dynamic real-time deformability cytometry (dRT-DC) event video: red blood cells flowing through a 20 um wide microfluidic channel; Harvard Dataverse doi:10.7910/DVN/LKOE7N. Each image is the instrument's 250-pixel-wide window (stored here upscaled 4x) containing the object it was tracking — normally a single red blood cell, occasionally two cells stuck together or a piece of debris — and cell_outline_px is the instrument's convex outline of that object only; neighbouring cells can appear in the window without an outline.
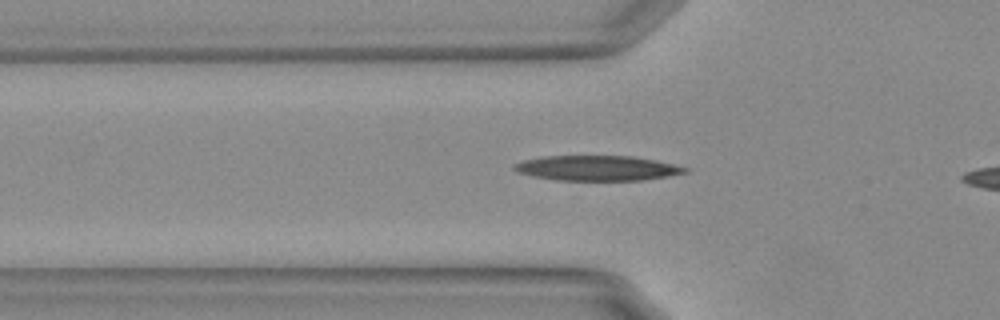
{"species": "Egyptian fruit bat (a non-hibernating species)", "species_latin": "Rousettus aegyptiacus", "temperature_condition": "warm", "stored_images_in_passage": 39, "camera_frame_rate_fps": 3000, "um_per_image_px": 0.085, "animal": {"sex": "female"}, "frame": {"image": 1, "passage_image": 10, "time_ms": 3.0, "image_size_px": [1000, 320], "cell_outline_px": [[688, 172], [668, 176], [640, 180], [556, 180], [516, 172], [512, 168], [512, 164], [524, 160], [544, 156], [632, 156], [656, 160], [688, 168]], "centroid_in_image_um": [50.73, 14.28], "position_along_channel_um": 75.1, "area_um2": 24.8}}
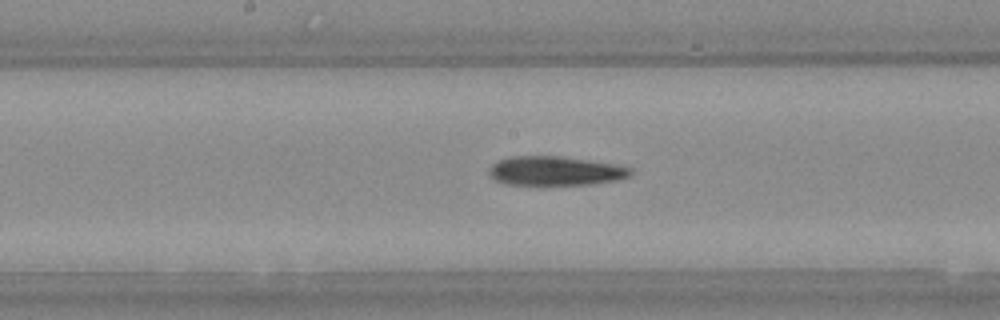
{"frame": {"image": 2, "passage_image": 20, "time_ms": 6.333, "image_size_px": [1000, 320], "cell_outline_px": [[632, 172], [628, 176], [616, 180], [592, 184], [508, 184], [496, 180], [488, 172], [492, 164], [500, 160], [512, 156], [560, 156], [612, 164], [632, 168]], "centroid_in_image_um": [47.19, 14.52], "position_along_channel_um": 201.0, "area_um2": 23.52}}
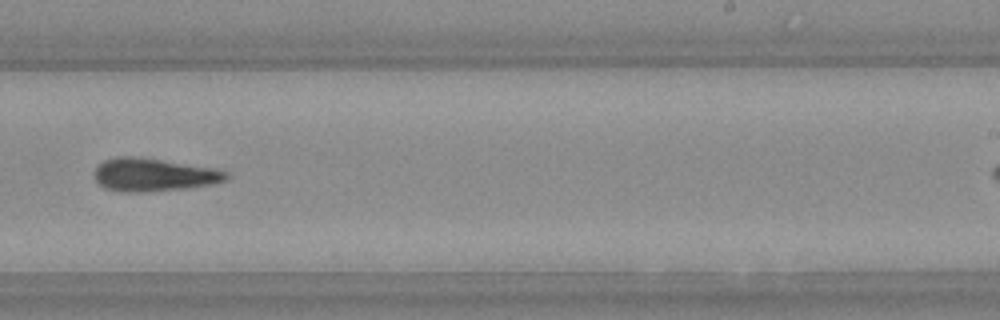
{"frame": {"image": 3, "passage_image": 26, "time_ms": 8.333, "image_size_px": [1000, 320], "cell_outline_px": [[228, 180], [212, 184], [184, 188], [140, 192], [124, 192], [104, 188], [96, 180], [92, 172], [104, 160], [116, 156], [140, 156], [216, 168], [228, 172]], "centroid_in_image_um": [13.06, 14.84], "position_along_channel_um": 275.9, "area_um2": 25.61}}